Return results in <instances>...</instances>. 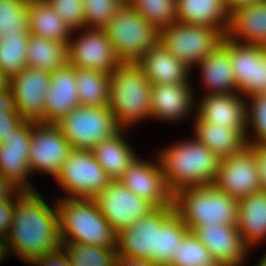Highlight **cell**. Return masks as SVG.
<instances>
[{
	"mask_svg": "<svg viewBox=\"0 0 266 266\" xmlns=\"http://www.w3.org/2000/svg\"><path fill=\"white\" fill-rule=\"evenodd\" d=\"M16 194L18 200L13 208L12 225L4 242L8 251L11 248L17 256L31 263L38 256L62 246L59 215L57 207L51 209L37 191Z\"/></svg>",
	"mask_w": 266,
	"mask_h": 266,
	"instance_id": "1",
	"label": "cell"
},
{
	"mask_svg": "<svg viewBox=\"0 0 266 266\" xmlns=\"http://www.w3.org/2000/svg\"><path fill=\"white\" fill-rule=\"evenodd\" d=\"M159 161L173 195L189 187L213 185L220 164V159L197 139L165 149Z\"/></svg>",
	"mask_w": 266,
	"mask_h": 266,
	"instance_id": "2",
	"label": "cell"
},
{
	"mask_svg": "<svg viewBox=\"0 0 266 266\" xmlns=\"http://www.w3.org/2000/svg\"><path fill=\"white\" fill-rule=\"evenodd\" d=\"M57 211L62 243L70 241L104 248L117 246V233L94 199L65 198L58 201Z\"/></svg>",
	"mask_w": 266,
	"mask_h": 266,
	"instance_id": "3",
	"label": "cell"
},
{
	"mask_svg": "<svg viewBox=\"0 0 266 266\" xmlns=\"http://www.w3.org/2000/svg\"><path fill=\"white\" fill-rule=\"evenodd\" d=\"M173 206L191 232L204 224H237L238 200L213 185L178 191L174 194Z\"/></svg>",
	"mask_w": 266,
	"mask_h": 266,
	"instance_id": "4",
	"label": "cell"
},
{
	"mask_svg": "<svg viewBox=\"0 0 266 266\" xmlns=\"http://www.w3.org/2000/svg\"><path fill=\"white\" fill-rule=\"evenodd\" d=\"M151 85L137 64H120L110 73L108 108L120 128L151 116Z\"/></svg>",
	"mask_w": 266,
	"mask_h": 266,
	"instance_id": "5",
	"label": "cell"
},
{
	"mask_svg": "<svg viewBox=\"0 0 266 266\" xmlns=\"http://www.w3.org/2000/svg\"><path fill=\"white\" fill-rule=\"evenodd\" d=\"M103 31L121 64H137L159 40V31L126 2Z\"/></svg>",
	"mask_w": 266,
	"mask_h": 266,
	"instance_id": "6",
	"label": "cell"
},
{
	"mask_svg": "<svg viewBox=\"0 0 266 266\" xmlns=\"http://www.w3.org/2000/svg\"><path fill=\"white\" fill-rule=\"evenodd\" d=\"M73 149L91 150L121 128L108 107L79 106L55 123Z\"/></svg>",
	"mask_w": 266,
	"mask_h": 266,
	"instance_id": "7",
	"label": "cell"
},
{
	"mask_svg": "<svg viewBox=\"0 0 266 266\" xmlns=\"http://www.w3.org/2000/svg\"><path fill=\"white\" fill-rule=\"evenodd\" d=\"M223 38L224 34L212 26L181 22L159 31V40L166 50L189 68L204 60Z\"/></svg>",
	"mask_w": 266,
	"mask_h": 266,
	"instance_id": "8",
	"label": "cell"
},
{
	"mask_svg": "<svg viewBox=\"0 0 266 266\" xmlns=\"http://www.w3.org/2000/svg\"><path fill=\"white\" fill-rule=\"evenodd\" d=\"M56 181L71 194L68 198L93 199L110 184L111 179L95 159L92 150L73 149Z\"/></svg>",
	"mask_w": 266,
	"mask_h": 266,
	"instance_id": "9",
	"label": "cell"
},
{
	"mask_svg": "<svg viewBox=\"0 0 266 266\" xmlns=\"http://www.w3.org/2000/svg\"><path fill=\"white\" fill-rule=\"evenodd\" d=\"M93 199L117 234L155 209L149 202L129 190L120 180H111L110 184Z\"/></svg>",
	"mask_w": 266,
	"mask_h": 266,
	"instance_id": "10",
	"label": "cell"
},
{
	"mask_svg": "<svg viewBox=\"0 0 266 266\" xmlns=\"http://www.w3.org/2000/svg\"><path fill=\"white\" fill-rule=\"evenodd\" d=\"M213 186L237 200L262 191L254 144H248L240 153L220 159Z\"/></svg>",
	"mask_w": 266,
	"mask_h": 266,
	"instance_id": "11",
	"label": "cell"
},
{
	"mask_svg": "<svg viewBox=\"0 0 266 266\" xmlns=\"http://www.w3.org/2000/svg\"><path fill=\"white\" fill-rule=\"evenodd\" d=\"M31 146L29 150L30 172L44 171L55 178L63 163L73 150L55 124L32 122Z\"/></svg>",
	"mask_w": 266,
	"mask_h": 266,
	"instance_id": "12",
	"label": "cell"
},
{
	"mask_svg": "<svg viewBox=\"0 0 266 266\" xmlns=\"http://www.w3.org/2000/svg\"><path fill=\"white\" fill-rule=\"evenodd\" d=\"M89 30L77 38L76 42H72L70 38L67 44L68 64L74 68L102 71L110 75L121 64L113 45L103 29Z\"/></svg>",
	"mask_w": 266,
	"mask_h": 266,
	"instance_id": "13",
	"label": "cell"
},
{
	"mask_svg": "<svg viewBox=\"0 0 266 266\" xmlns=\"http://www.w3.org/2000/svg\"><path fill=\"white\" fill-rule=\"evenodd\" d=\"M51 73L26 67L10 78V88L17 110L24 120H44L45 96L50 87Z\"/></svg>",
	"mask_w": 266,
	"mask_h": 266,
	"instance_id": "14",
	"label": "cell"
},
{
	"mask_svg": "<svg viewBox=\"0 0 266 266\" xmlns=\"http://www.w3.org/2000/svg\"><path fill=\"white\" fill-rule=\"evenodd\" d=\"M159 162L158 159V164L154 165L136 158L119 180L154 208H170L174 195L168 189Z\"/></svg>",
	"mask_w": 266,
	"mask_h": 266,
	"instance_id": "15",
	"label": "cell"
},
{
	"mask_svg": "<svg viewBox=\"0 0 266 266\" xmlns=\"http://www.w3.org/2000/svg\"><path fill=\"white\" fill-rule=\"evenodd\" d=\"M31 133L32 121H26L8 138V142L0 144V174L20 191H35L25 184L26 176L30 174Z\"/></svg>",
	"mask_w": 266,
	"mask_h": 266,
	"instance_id": "16",
	"label": "cell"
},
{
	"mask_svg": "<svg viewBox=\"0 0 266 266\" xmlns=\"http://www.w3.org/2000/svg\"><path fill=\"white\" fill-rule=\"evenodd\" d=\"M192 232L218 264L240 266L244 261L249 248L244 244L236 225L204 224Z\"/></svg>",
	"mask_w": 266,
	"mask_h": 266,
	"instance_id": "17",
	"label": "cell"
},
{
	"mask_svg": "<svg viewBox=\"0 0 266 266\" xmlns=\"http://www.w3.org/2000/svg\"><path fill=\"white\" fill-rule=\"evenodd\" d=\"M79 106L75 68L67 64L52 71L50 87L45 96L44 120L41 123L55 124Z\"/></svg>",
	"mask_w": 266,
	"mask_h": 266,
	"instance_id": "18",
	"label": "cell"
},
{
	"mask_svg": "<svg viewBox=\"0 0 266 266\" xmlns=\"http://www.w3.org/2000/svg\"><path fill=\"white\" fill-rule=\"evenodd\" d=\"M247 107L235 92L227 94H208L202 99L197 119L236 129L244 136L247 126Z\"/></svg>",
	"mask_w": 266,
	"mask_h": 266,
	"instance_id": "19",
	"label": "cell"
},
{
	"mask_svg": "<svg viewBox=\"0 0 266 266\" xmlns=\"http://www.w3.org/2000/svg\"><path fill=\"white\" fill-rule=\"evenodd\" d=\"M157 208L117 234L118 257L139 258L155 263Z\"/></svg>",
	"mask_w": 266,
	"mask_h": 266,
	"instance_id": "20",
	"label": "cell"
},
{
	"mask_svg": "<svg viewBox=\"0 0 266 266\" xmlns=\"http://www.w3.org/2000/svg\"><path fill=\"white\" fill-rule=\"evenodd\" d=\"M137 65L155 85L187 83L189 67L166 50L158 40Z\"/></svg>",
	"mask_w": 266,
	"mask_h": 266,
	"instance_id": "21",
	"label": "cell"
},
{
	"mask_svg": "<svg viewBox=\"0 0 266 266\" xmlns=\"http://www.w3.org/2000/svg\"><path fill=\"white\" fill-rule=\"evenodd\" d=\"M224 37L234 42L240 37L247 45L266 47V0L232 9Z\"/></svg>",
	"mask_w": 266,
	"mask_h": 266,
	"instance_id": "22",
	"label": "cell"
},
{
	"mask_svg": "<svg viewBox=\"0 0 266 266\" xmlns=\"http://www.w3.org/2000/svg\"><path fill=\"white\" fill-rule=\"evenodd\" d=\"M229 18L226 0H176L177 22L212 26L225 34Z\"/></svg>",
	"mask_w": 266,
	"mask_h": 266,
	"instance_id": "23",
	"label": "cell"
},
{
	"mask_svg": "<svg viewBox=\"0 0 266 266\" xmlns=\"http://www.w3.org/2000/svg\"><path fill=\"white\" fill-rule=\"evenodd\" d=\"M190 232L183 223L174 206L170 208H157V241L155 264L170 266L174 254H177L179 245Z\"/></svg>",
	"mask_w": 266,
	"mask_h": 266,
	"instance_id": "24",
	"label": "cell"
},
{
	"mask_svg": "<svg viewBox=\"0 0 266 266\" xmlns=\"http://www.w3.org/2000/svg\"><path fill=\"white\" fill-rule=\"evenodd\" d=\"M189 83L151 85V117L175 120L187 114L192 106Z\"/></svg>",
	"mask_w": 266,
	"mask_h": 266,
	"instance_id": "25",
	"label": "cell"
},
{
	"mask_svg": "<svg viewBox=\"0 0 266 266\" xmlns=\"http://www.w3.org/2000/svg\"><path fill=\"white\" fill-rule=\"evenodd\" d=\"M221 43L230 52L237 90L253 97L256 63L266 54V47L240 44L225 37Z\"/></svg>",
	"mask_w": 266,
	"mask_h": 266,
	"instance_id": "26",
	"label": "cell"
},
{
	"mask_svg": "<svg viewBox=\"0 0 266 266\" xmlns=\"http://www.w3.org/2000/svg\"><path fill=\"white\" fill-rule=\"evenodd\" d=\"M236 227L249 247L266 236V192L253 193L238 200Z\"/></svg>",
	"mask_w": 266,
	"mask_h": 266,
	"instance_id": "27",
	"label": "cell"
},
{
	"mask_svg": "<svg viewBox=\"0 0 266 266\" xmlns=\"http://www.w3.org/2000/svg\"><path fill=\"white\" fill-rule=\"evenodd\" d=\"M29 34L68 44L72 30L47 0L28 1Z\"/></svg>",
	"mask_w": 266,
	"mask_h": 266,
	"instance_id": "28",
	"label": "cell"
},
{
	"mask_svg": "<svg viewBox=\"0 0 266 266\" xmlns=\"http://www.w3.org/2000/svg\"><path fill=\"white\" fill-rule=\"evenodd\" d=\"M196 139L206 145L219 159L240 153L248 146V138L236 129L214 126L202 119H196Z\"/></svg>",
	"mask_w": 266,
	"mask_h": 266,
	"instance_id": "29",
	"label": "cell"
},
{
	"mask_svg": "<svg viewBox=\"0 0 266 266\" xmlns=\"http://www.w3.org/2000/svg\"><path fill=\"white\" fill-rule=\"evenodd\" d=\"M199 64L204 83L210 88L208 94H227L236 90L230 52L222 43Z\"/></svg>",
	"mask_w": 266,
	"mask_h": 266,
	"instance_id": "30",
	"label": "cell"
},
{
	"mask_svg": "<svg viewBox=\"0 0 266 266\" xmlns=\"http://www.w3.org/2000/svg\"><path fill=\"white\" fill-rule=\"evenodd\" d=\"M121 131L122 129L111 139L103 140L91 149L111 180H119L136 159L132 148L122 138Z\"/></svg>",
	"mask_w": 266,
	"mask_h": 266,
	"instance_id": "31",
	"label": "cell"
},
{
	"mask_svg": "<svg viewBox=\"0 0 266 266\" xmlns=\"http://www.w3.org/2000/svg\"><path fill=\"white\" fill-rule=\"evenodd\" d=\"M67 64V44L30 34L27 46L28 68L52 73Z\"/></svg>",
	"mask_w": 266,
	"mask_h": 266,
	"instance_id": "32",
	"label": "cell"
},
{
	"mask_svg": "<svg viewBox=\"0 0 266 266\" xmlns=\"http://www.w3.org/2000/svg\"><path fill=\"white\" fill-rule=\"evenodd\" d=\"M81 106L108 107L110 75L102 71L75 68Z\"/></svg>",
	"mask_w": 266,
	"mask_h": 266,
	"instance_id": "33",
	"label": "cell"
},
{
	"mask_svg": "<svg viewBox=\"0 0 266 266\" xmlns=\"http://www.w3.org/2000/svg\"><path fill=\"white\" fill-rule=\"evenodd\" d=\"M29 33L3 34L0 37V69L10 78L27 67Z\"/></svg>",
	"mask_w": 266,
	"mask_h": 266,
	"instance_id": "34",
	"label": "cell"
},
{
	"mask_svg": "<svg viewBox=\"0 0 266 266\" xmlns=\"http://www.w3.org/2000/svg\"><path fill=\"white\" fill-rule=\"evenodd\" d=\"M62 246L65 248L71 266H118L117 248H104L76 242H65Z\"/></svg>",
	"mask_w": 266,
	"mask_h": 266,
	"instance_id": "35",
	"label": "cell"
},
{
	"mask_svg": "<svg viewBox=\"0 0 266 266\" xmlns=\"http://www.w3.org/2000/svg\"><path fill=\"white\" fill-rule=\"evenodd\" d=\"M158 31L172 26L176 19V0H125Z\"/></svg>",
	"mask_w": 266,
	"mask_h": 266,
	"instance_id": "36",
	"label": "cell"
},
{
	"mask_svg": "<svg viewBox=\"0 0 266 266\" xmlns=\"http://www.w3.org/2000/svg\"><path fill=\"white\" fill-rule=\"evenodd\" d=\"M216 264L218 263L213 255L190 231L179 245L170 266H214Z\"/></svg>",
	"mask_w": 266,
	"mask_h": 266,
	"instance_id": "37",
	"label": "cell"
},
{
	"mask_svg": "<svg viewBox=\"0 0 266 266\" xmlns=\"http://www.w3.org/2000/svg\"><path fill=\"white\" fill-rule=\"evenodd\" d=\"M16 33H29L28 1L0 0V37Z\"/></svg>",
	"mask_w": 266,
	"mask_h": 266,
	"instance_id": "38",
	"label": "cell"
},
{
	"mask_svg": "<svg viewBox=\"0 0 266 266\" xmlns=\"http://www.w3.org/2000/svg\"><path fill=\"white\" fill-rule=\"evenodd\" d=\"M125 0H82L85 27L103 29Z\"/></svg>",
	"mask_w": 266,
	"mask_h": 266,
	"instance_id": "39",
	"label": "cell"
},
{
	"mask_svg": "<svg viewBox=\"0 0 266 266\" xmlns=\"http://www.w3.org/2000/svg\"><path fill=\"white\" fill-rule=\"evenodd\" d=\"M56 14L72 30L85 28L82 0H47Z\"/></svg>",
	"mask_w": 266,
	"mask_h": 266,
	"instance_id": "40",
	"label": "cell"
},
{
	"mask_svg": "<svg viewBox=\"0 0 266 266\" xmlns=\"http://www.w3.org/2000/svg\"><path fill=\"white\" fill-rule=\"evenodd\" d=\"M251 109L247 108V125L248 122L253 124L255 129L256 141L247 142L248 144H266V92L251 97ZM250 111V113H249ZM258 140V141H257Z\"/></svg>",
	"mask_w": 266,
	"mask_h": 266,
	"instance_id": "41",
	"label": "cell"
},
{
	"mask_svg": "<svg viewBox=\"0 0 266 266\" xmlns=\"http://www.w3.org/2000/svg\"><path fill=\"white\" fill-rule=\"evenodd\" d=\"M26 121L19 113L0 114V144L8 142V138Z\"/></svg>",
	"mask_w": 266,
	"mask_h": 266,
	"instance_id": "42",
	"label": "cell"
},
{
	"mask_svg": "<svg viewBox=\"0 0 266 266\" xmlns=\"http://www.w3.org/2000/svg\"><path fill=\"white\" fill-rule=\"evenodd\" d=\"M31 263L36 266L37 264L38 266H71L66 252H64L63 246L44 255L38 256Z\"/></svg>",
	"mask_w": 266,
	"mask_h": 266,
	"instance_id": "43",
	"label": "cell"
},
{
	"mask_svg": "<svg viewBox=\"0 0 266 266\" xmlns=\"http://www.w3.org/2000/svg\"><path fill=\"white\" fill-rule=\"evenodd\" d=\"M14 205L15 202L11 199L0 201V237L3 239L8 235L12 225Z\"/></svg>",
	"mask_w": 266,
	"mask_h": 266,
	"instance_id": "44",
	"label": "cell"
},
{
	"mask_svg": "<svg viewBox=\"0 0 266 266\" xmlns=\"http://www.w3.org/2000/svg\"><path fill=\"white\" fill-rule=\"evenodd\" d=\"M254 156L262 191L266 192V144H254Z\"/></svg>",
	"mask_w": 266,
	"mask_h": 266,
	"instance_id": "45",
	"label": "cell"
},
{
	"mask_svg": "<svg viewBox=\"0 0 266 266\" xmlns=\"http://www.w3.org/2000/svg\"><path fill=\"white\" fill-rule=\"evenodd\" d=\"M266 92V54L256 63L254 96Z\"/></svg>",
	"mask_w": 266,
	"mask_h": 266,
	"instance_id": "46",
	"label": "cell"
},
{
	"mask_svg": "<svg viewBox=\"0 0 266 266\" xmlns=\"http://www.w3.org/2000/svg\"><path fill=\"white\" fill-rule=\"evenodd\" d=\"M19 113L11 88L0 91V114Z\"/></svg>",
	"mask_w": 266,
	"mask_h": 266,
	"instance_id": "47",
	"label": "cell"
},
{
	"mask_svg": "<svg viewBox=\"0 0 266 266\" xmlns=\"http://www.w3.org/2000/svg\"><path fill=\"white\" fill-rule=\"evenodd\" d=\"M14 190H15V193L16 192H23V191H20L10 181H8L7 179H5L0 174V201H5V200H8V199H12L10 196L14 195L12 193Z\"/></svg>",
	"mask_w": 266,
	"mask_h": 266,
	"instance_id": "48",
	"label": "cell"
},
{
	"mask_svg": "<svg viewBox=\"0 0 266 266\" xmlns=\"http://www.w3.org/2000/svg\"><path fill=\"white\" fill-rule=\"evenodd\" d=\"M118 266H158L146 259L118 257Z\"/></svg>",
	"mask_w": 266,
	"mask_h": 266,
	"instance_id": "49",
	"label": "cell"
},
{
	"mask_svg": "<svg viewBox=\"0 0 266 266\" xmlns=\"http://www.w3.org/2000/svg\"><path fill=\"white\" fill-rule=\"evenodd\" d=\"M261 0H226L228 5V9L231 11L232 9H236L243 6H249L254 3H258Z\"/></svg>",
	"mask_w": 266,
	"mask_h": 266,
	"instance_id": "50",
	"label": "cell"
},
{
	"mask_svg": "<svg viewBox=\"0 0 266 266\" xmlns=\"http://www.w3.org/2000/svg\"><path fill=\"white\" fill-rule=\"evenodd\" d=\"M10 88V77H8L1 69H0V91H5Z\"/></svg>",
	"mask_w": 266,
	"mask_h": 266,
	"instance_id": "51",
	"label": "cell"
},
{
	"mask_svg": "<svg viewBox=\"0 0 266 266\" xmlns=\"http://www.w3.org/2000/svg\"><path fill=\"white\" fill-rule=\"evenodd\" d=\"M7 252V246L4 239L0 237V260L4 259Z\"/></svg>",
	"mask_w": 266,
	"mask_h": 266,
	"instance_id": "52",
	"label": "cell"
},
{
	"mask_svg": "<svg viewBox=\"0 0 266 266\" xmlns=\"http://www.w3.org/2000/svg\"><path fill=\"white\" fill-rule=\"evenodd\" d=\"M259 263L260 264H258L257 266H266V255L263 256V259Z\"/></svg>",
	"mask_w": 266,
	"mask_h": 266,
	"instance_id": "53",
	"label": "cell"
},
{
	"mask_svg": "<svg viewBox=\"0 0 266 266\" xmlns=\"http://www.w3.org/2000/svg\"><path fill=\"white\" fill-rule=\"evenodd\" d=\"M214 266H228V265H224V264H216Z\"/></svg>",
	"mask_w": 266,
	"mask_h": 266,
	"instance_id": "54",
	"label": "cell"
}]
</instances>
